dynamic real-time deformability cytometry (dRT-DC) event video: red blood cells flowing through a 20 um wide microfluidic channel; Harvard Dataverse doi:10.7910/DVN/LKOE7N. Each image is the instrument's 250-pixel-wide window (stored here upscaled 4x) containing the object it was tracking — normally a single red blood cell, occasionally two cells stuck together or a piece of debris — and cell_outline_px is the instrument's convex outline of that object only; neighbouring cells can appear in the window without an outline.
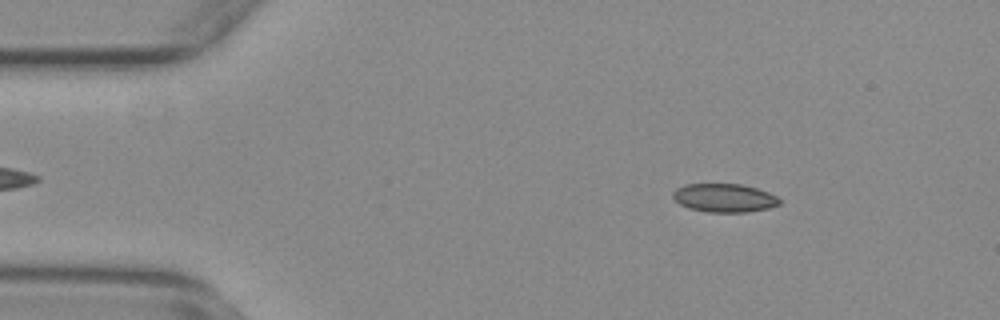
{"species": "common noctule bat (a hibernating species)", "species_latin": "Nyctalus noctula", "temperature_condition": "warm", "stored_images_in_passage": 53, "camera_frame_rate_fps": 3000, "um_per_image_px": 0.085, "animal": {"sex": "female", "body_mass_g": 29.2, "forearm_length_mm": 56.3}, "frame": {"image": 1, "passage_image": 6, "time_ms": 1.667, "image_size_px": [1000, 320], "cell_outline_px": [[780, 204], [768, 208], [748, 212], [708, 212], [688, 208], [680, 204], [672, 196], [672, 192], [676, 188], [684, 184], [740, 184], [756, 188], [768, 192], [776, 196], [780, 200]], "centroid_in_image_um": [61.54, 16.82], "position_along_channel_um": 23.5, "area_um2": 17.69}}
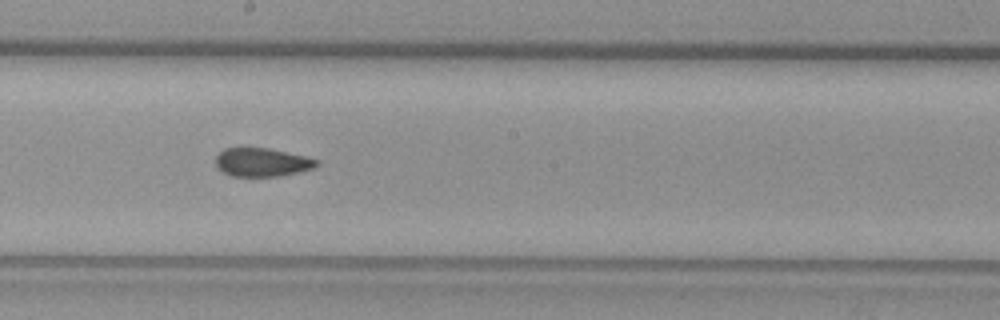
{"frame": {"image": 2, "passage_image": 28, "time_ms": 9.0, "image_size_px": [1000, 320], "cell_outline_px": [[320, 164], [316, 168], [300, 172], [280, 176], [232, 176], [216, 168], [216, 156], [224, 148], [268, 148], [304, 156], [320, 160]], "centroid_in_image_um": [22.31, 13.8], "position_along_channel_um": 225.9, "area_um2": 16.88}}
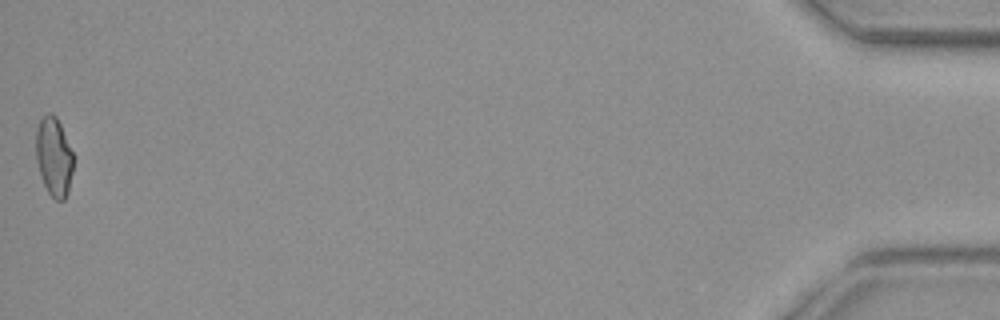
{"frame": {"image": 3, "passage_image": 53, "time_ms": 17.333, "image_size_px": [1000, 320], "cell_outline_px": [[72, 172], [68, 192], [64, 200], [56, 200], [48, 192], [40, 176], [36, 160], [36, 128], [40, 120], [48, 112], [52, 112], [56, 116], [60, 124], [72, 152]], "centroid_in_image_um": [4.56, 13.31], "position_along_channel_um": 430.6, "area_um2": 17.05}, "authors_computed_cell_mechanics": {"area_um2": 17.4556, "velocity_mm_per_s": 3.7343, "shape_relaxation_time_tau1_ms": null, "shape_relaxation_time_tau2_ms": 2.2392, "deformation_change_tau1": null, "deformation_change_tau2": 0.0857}}